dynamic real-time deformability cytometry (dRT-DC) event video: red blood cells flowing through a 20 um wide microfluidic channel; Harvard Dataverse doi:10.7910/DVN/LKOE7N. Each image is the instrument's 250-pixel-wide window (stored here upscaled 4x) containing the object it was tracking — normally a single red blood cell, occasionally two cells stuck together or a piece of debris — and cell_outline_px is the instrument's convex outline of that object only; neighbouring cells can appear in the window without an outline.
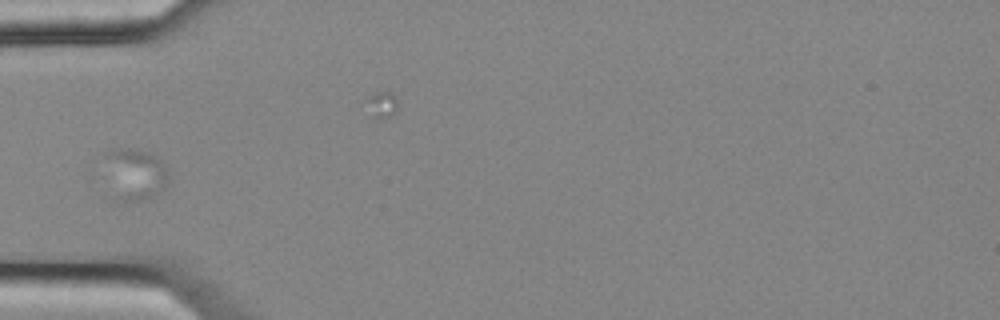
{"species": "common noctule bat (a hibernating species)", "species_latin": "Nyctalus noctula", "temperature_condition": "cold", "stored_images_in_passage": 12, "camera_frame_rate_fps": 3000, "um_per_image_px": 0.085, "animal": {"sex": "female", "body_mass_g": 25.1}, "frame": {"image": 1, "passage_image": 2, "time_ms": 0.333, "image_size_px": [1000, 320], "cell_outline_px": [[168, 176], [164, 184], [160, 188], [148, 196], [140, 200], [124, 200], [120, 196], [104, 156], [112, 148], [128, 148], [144, 152], [156, 156], [164, 164], [168, 172]], "centroid_in_image_um": [11.54, 14.68], "position_along_channel_um": 73.5, "area_um2": 17.17}}
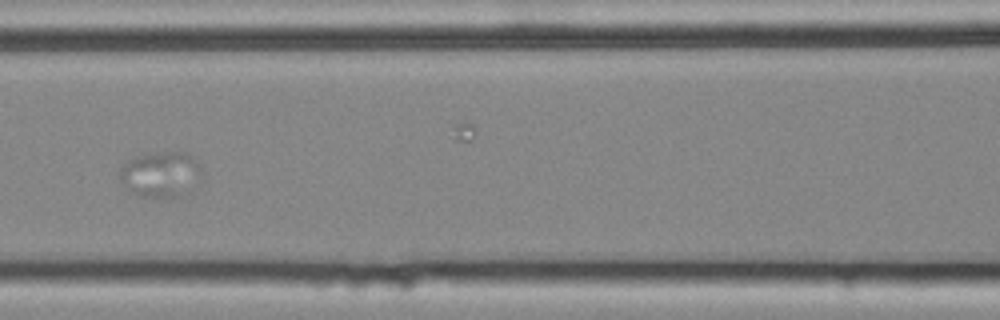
{"frame": {"image": 2, "passage_image": 4, "time_ms": 1.0, "image_size_px": [1000, 320], "cell_outline_px": [[200, 168], [184, 192], [176, 196], [140, 196], [132, 192], [120, 180], [120, 168], [128, 160], [136, 156], [148, 152], [184, 152]], "centroid_in_image_um": [13.49, 14.77], "position_along_channel_um": 153.1, "area_um2": 20.35}}
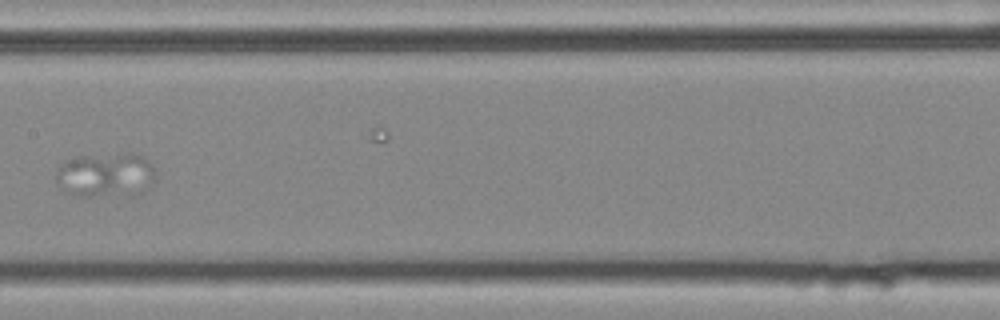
{"frame": {"image": 3, "passage_image": 5, "time_ms": 1.333, "image_size_px": [1000, 320], "cell_outline_px": [[156, 180], [148, 188], [132, 196], [76, 196], [68, 192], [56, 180], [56, 168], [64, 160], [76, 156], [128, 152], [144, 156], [148, 160], [156, 172]], "centroid_in_image_um": [9.02, 14.85], "position_along_channel_um": 198.4, "area_um2": 26.47}}